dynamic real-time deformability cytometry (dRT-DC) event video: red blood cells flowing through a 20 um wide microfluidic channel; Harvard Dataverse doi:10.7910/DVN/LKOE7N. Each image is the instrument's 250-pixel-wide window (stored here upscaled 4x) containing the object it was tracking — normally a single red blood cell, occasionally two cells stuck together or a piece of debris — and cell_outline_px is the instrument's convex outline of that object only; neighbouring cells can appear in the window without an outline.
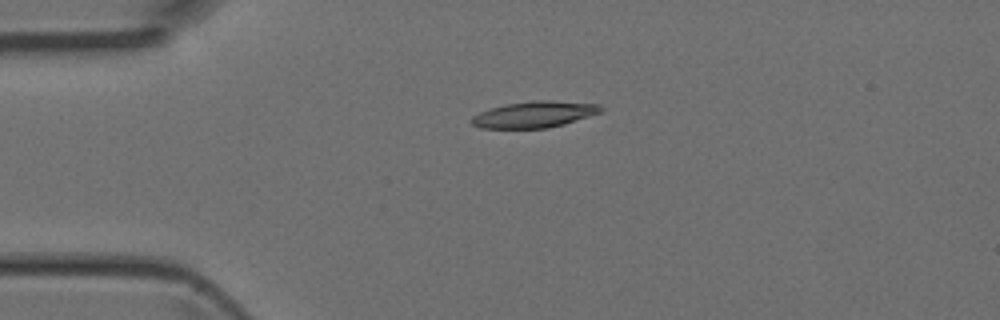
{"species": "Egyptian fruit bat (a non-hibernating species)", "species_latin": "Rousettus aegyptiacus", "temperature_condition": "room temperature", "stored_images_in_passage": 2, "camera_frame_rate_fps": 3000, "um_per_image_px": 0.085, "animal": {"sex": "female"}, "frame": {"image": 1, "passage_image": 1, "time_ms": 0.0, "image_size_px": [1000, 320], "cell_outline_px": [[604, 108], [600, 112], [564, 124], [548, 128], [480, 128], [472, 124], [472, 116], [480, 112], [492, 108], [508, 104], [532, 100], [552, 100], [600, 104]], "centroid_in_image_um": [45.44, 9.72], "position_along_channel_um": 39.6, "area_um2": 19.65}}